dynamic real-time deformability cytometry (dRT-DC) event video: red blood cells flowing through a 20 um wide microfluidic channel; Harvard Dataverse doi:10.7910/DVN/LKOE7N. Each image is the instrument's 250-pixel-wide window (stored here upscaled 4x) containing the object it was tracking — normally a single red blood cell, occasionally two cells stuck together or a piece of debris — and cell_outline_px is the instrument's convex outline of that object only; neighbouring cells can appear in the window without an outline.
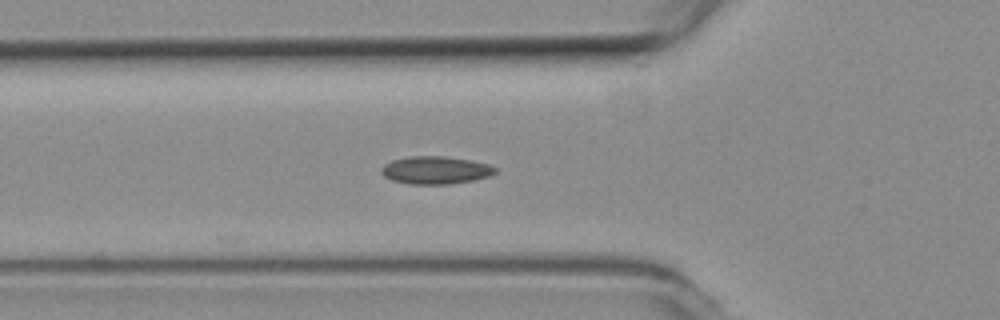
{"species": "common noctule bat (a hibernating species)", "species_latin": "Nyctalus noctula", "temperature_condition": "room temperature", "stored_images_in_passage": 18, "camera_frame_rate_fps": 3000, "um_per_image_px": 0.085, "animal": {"sex": "female", "body_mass_g": 19.3, "forearm_length_mm": 54.1}, "frame": {"image": 1, "passage_image": 18, "time_ms": 5.667, "image_size_px": [1000, 320], "cell_outline_px": [[496, 172], [488, 176], [472, 180], [448, 184], [408, 184], [392, 180], [384, 176], [380, 172], [380, 168], [384, 164], [392, 160], [408, 156], [444, 156], [472, 160], [488, 164], [496, 168]], "centroid_in_image_um": [36.98, 14.45], "position_along_channel_um": 88.8, "area_um2": 18.44}}